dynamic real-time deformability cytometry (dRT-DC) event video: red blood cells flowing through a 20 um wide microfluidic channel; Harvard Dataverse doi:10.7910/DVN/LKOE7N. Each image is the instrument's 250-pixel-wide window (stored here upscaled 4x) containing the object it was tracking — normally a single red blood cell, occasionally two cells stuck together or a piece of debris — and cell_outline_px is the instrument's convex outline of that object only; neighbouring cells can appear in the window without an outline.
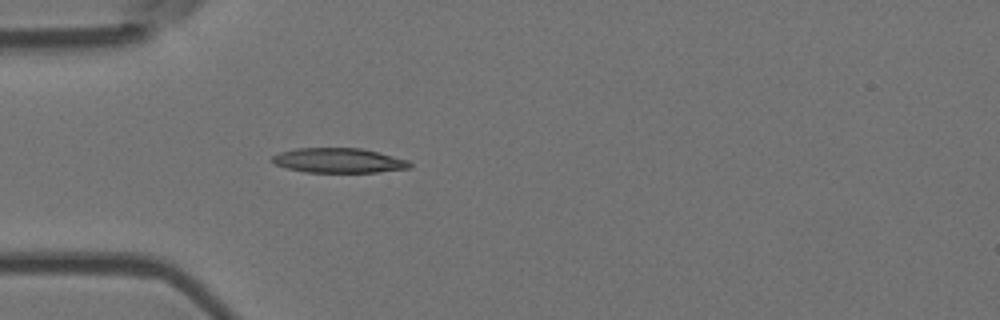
{"species": "Egyptian fruit bat (a non-hibernating species)", "species_latin": "Rousettus aegyptiacus", "temperature_condition": "room temperature", "stored_images_in_passage": 4, "camera_frame_rate_fps": 3000, "um_per_image_px": 0.085, "animal": {"sex": "female"}, "frame": {"image": 1, "passage_image": 4, "time_ms": 1.0, "image_size_px": [1000, 320], "cell_outline_px": [[412, 168], [376, 172], [304, 172], [288, 168], [276, 164], [272, 160], [272, 156], [280, 152], [296, 148], [360, 148], [408, 160], [412, 164]], "centroid_in_image_um": [28.8, 13.64], "position_along_channel_um": 56.2, "area_um2": 19.65}}